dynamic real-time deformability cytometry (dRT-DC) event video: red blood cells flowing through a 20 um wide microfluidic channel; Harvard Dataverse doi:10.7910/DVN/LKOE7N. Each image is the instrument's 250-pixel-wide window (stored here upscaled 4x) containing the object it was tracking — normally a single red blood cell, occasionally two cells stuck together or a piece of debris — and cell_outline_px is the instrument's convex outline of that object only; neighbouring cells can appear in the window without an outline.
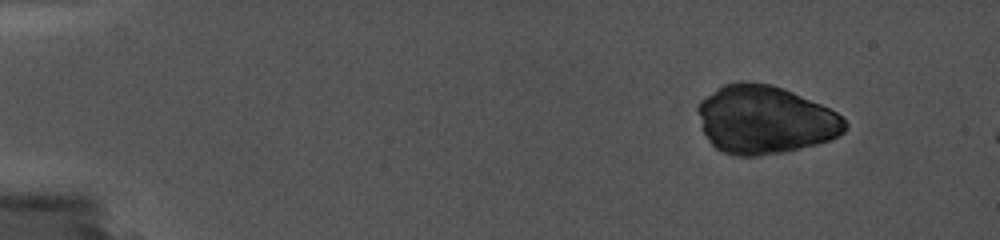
{"species": "common noctule bat (a hibernating species)", "species_latin": "Nyctalus noctula", "temperature_condition": "cold", "stored_images_in_passage": 2, "camera_frame_rate_fps": 5000, "um_per_image_px": 0.085, "animal": {"sex": "female", "body_mass_g": 19.0, "forearm_length_mm": 56.7}, "frame": {"image": 1, "passage_image": 1, "time_ms": 0.0, "image_size_px": [1000, 240], "cell_outline_px": [[660, 132], [656, 136], [616, 140], [516, 136], [492, 132], [488, 128], [492, 124], [636, 128]], "centroid_in_image_um": [48.64, 11.21], "position_along_channel_um": 36.4, "area_um2": 13.18}}